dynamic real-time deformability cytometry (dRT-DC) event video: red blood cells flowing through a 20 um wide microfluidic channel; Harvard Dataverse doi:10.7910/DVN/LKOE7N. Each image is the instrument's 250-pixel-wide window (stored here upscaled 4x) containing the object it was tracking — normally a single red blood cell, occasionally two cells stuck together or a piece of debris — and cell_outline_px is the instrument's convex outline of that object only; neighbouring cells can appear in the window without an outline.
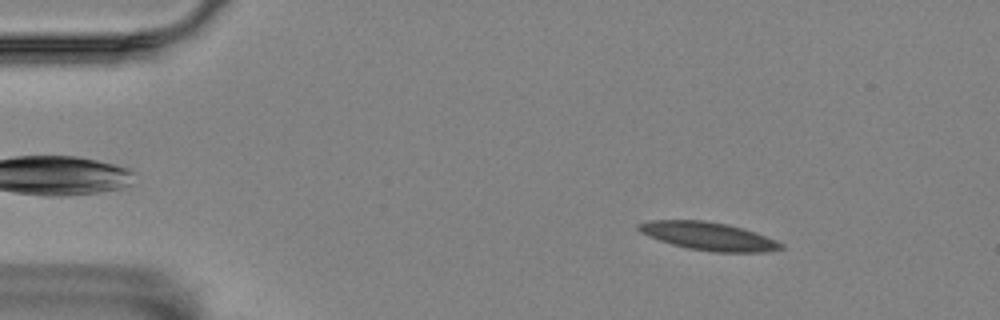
{"species": "Egyptian fruit bat (a non-hibernating species)", "species_latin": "Rousettus aegyptiacus", "temperature_condition": "room temperature", "stored_images_in_passage": 56, "camera_frame_rate_fps": 3000, "um_per_image_px": 0.085, "animal": {"sex": "female"}, "frame": {"image": 1, "passage_image": 7, "time_ms": 2.0, "image_size_px": [1000, 320], "cell_outline_px": [[784, 248], [764, 252], [712, 252], [688, 248], [672, 244], [648, 236], [640, 232], [636, 228], [636, 224], [648, 220], [704, 220], [728, 224], [744, 228], [776, 240], [784, 244]], "centroid_in_image_um": [60.2, 20.07], "position_along_channel_um": 24.8, "area_um2": 23.41}}
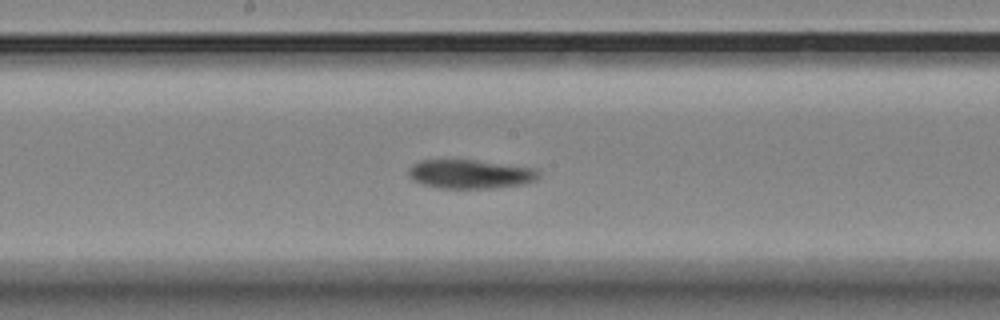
{"frame": {"image": 2, "passage_image": 29, "time_ms": 9.333, "image_size_px": [1000, 320], "cell_outline_px": [[540, 176], [536, 180], [524, 184], [492, 188], [436, 188], [420, 184], [412, 180], [408, 176], [408, 168], [412, 164], [420, 160], [472, 160], [536, 168], [540, 172]], "centroid_in_image_um": [39.94, 14.8], "position_along_channel_um": 208.3, "area_um2": 22.14}}
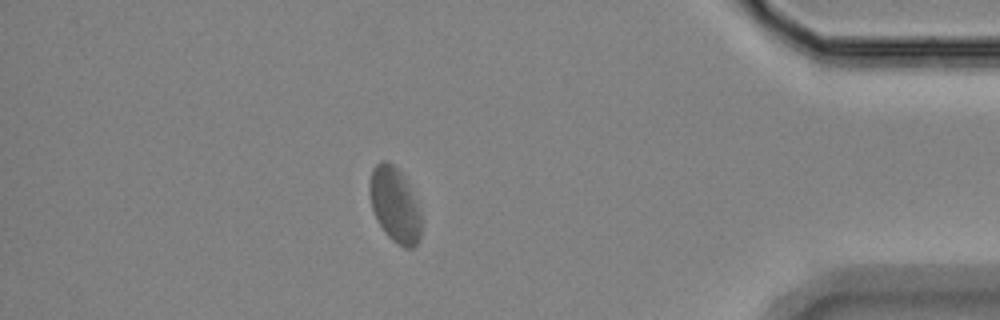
{"frame": {"image": 3, "passage_image": 49, "time_ms": 16.0, "image_size_px": [1000, 320], "cell_outline_px": [[420, 240], [412, 248], [404, 248], [392, 240], [384, 232], [372, 208], [368, 188], [372, 168], [380, 160], [384, 160], [392, 164], [400, 172], [416, 204], [420, 216]], "centroid_in_image_um": [33.51, 17.43], "position_along_channel_um": 401.7, "area_um2": 21.91}, "authors_computed_cell_mechanics": {"area_um2": 22.8021, "velocity_mm_per_s": 3.457, "shape_relaxation_time_tau1_ms": null, "shape_relaxation_time_tau2_ms": 2.0204, "deformation_change_tau1": null, "deformation_change_tau2": 0.0613}}